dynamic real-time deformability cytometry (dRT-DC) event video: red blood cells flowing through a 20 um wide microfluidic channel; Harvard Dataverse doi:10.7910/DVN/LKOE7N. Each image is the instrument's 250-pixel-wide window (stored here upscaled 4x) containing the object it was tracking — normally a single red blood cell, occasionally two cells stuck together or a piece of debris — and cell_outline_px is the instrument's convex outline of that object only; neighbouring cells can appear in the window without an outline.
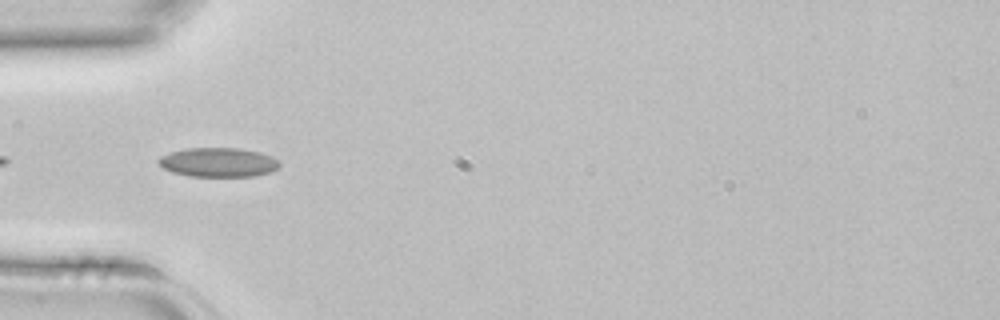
{"species": "common noctule bat (a hibernating species)", "species_latin": "Nyctalus noctula", "temperature_condition": "room temperature", "stored_images_in_passage": 4, "camera_frame_rate_fps": 3000, "um_per_image_px": 0.085, "animal": {"sex": "female", "body_mass_g": 22.7, "forearm_length_mm": 54.2}, "frame": {"image": 1, "passage_image": 4, "time_ms": 1.0, "image_size_px": [1000, 320], "cell_outline_px": [[280, 168], [272, 172], [252, 176], [188, 176], [172, 172], [164, 168], [156, 160], [160, 156], [184, 148], [240, 148], [260, 152], [272, 156], [280, 160]], "centroid_in_image_um": [18.6, 13.79], "position_along_channel_um": 66.4, "area_um2": 20.81}}